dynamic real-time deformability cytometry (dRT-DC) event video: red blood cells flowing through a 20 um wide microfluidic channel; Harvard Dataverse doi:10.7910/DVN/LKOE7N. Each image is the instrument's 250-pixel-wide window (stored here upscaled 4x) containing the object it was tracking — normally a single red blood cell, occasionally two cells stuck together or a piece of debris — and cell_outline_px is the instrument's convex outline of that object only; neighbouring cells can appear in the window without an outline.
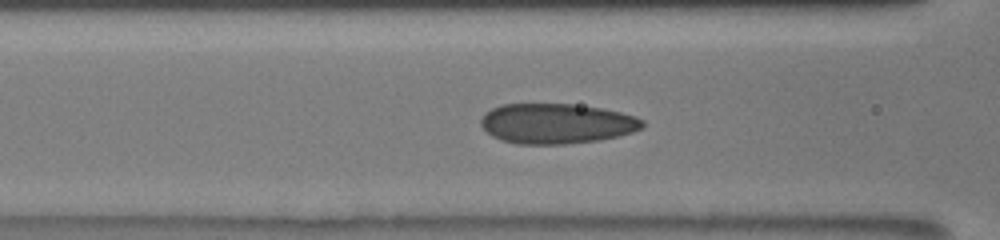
{"species": "human", "species_latin": "Homo sapiens", "temperature_condition": "room temperature", "stored_images_in_passage": 28, "camera_frame_rate_fps": 3000, "um_per_image_px": 0.085, "donor": {"sex": "male"}, "frame": {"image": 1, "passage_image": 4, "time_ms": 1.0, "image_size_px": [1000, 240], "cell_outline_px": [[644, 124], [640, 128], [632, 132], [600, 140], [564, 144], [516, 144], [500, 140], [492, 136], [480, 124], [480, 120], [492, 108], [500, 104], [572, 104], [604, 108], [636, 116], [644, 120]], "centroid_in_image_um": [47.31, 10.5], "position_along_channel_um": 119.3, "area_um2": 37.8}}
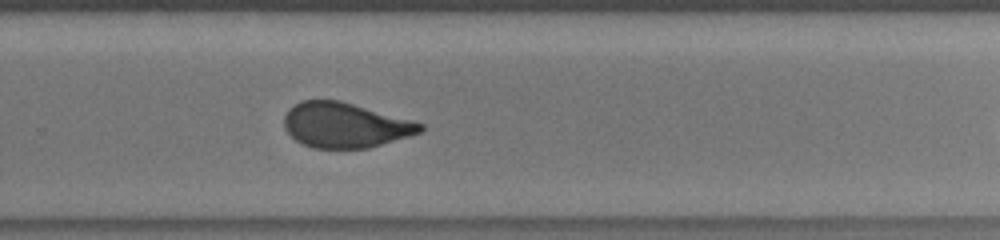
{"frame": {"image": 2, "passage_image": 18, "time_ms": 5.667, "image_size_px": [1000, 240], "cell_outline_px": [[424, 128], [420, 132], [408, 136], [368, 148], [312, 148], [296, 140], [284, 128], [284, 116], [288, 108], [300, 100], [340, 100], [424, 124]], "centroid_in_image_um": [29.28, 10.63], "position_along_channel_um": 300.5, "area_um2": 35.43}}
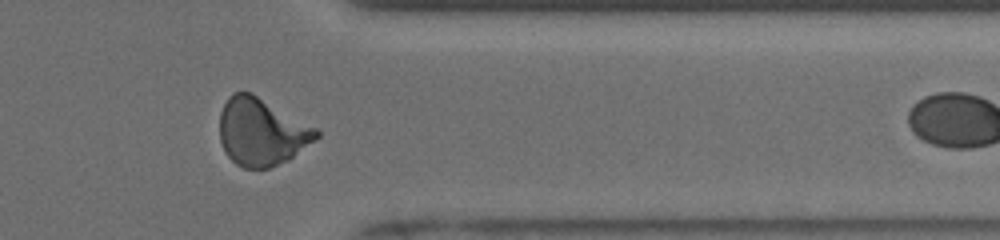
{"frame": {"image": 3, "passage_image": 25, "time_ms": 8.0, "image_size_px": [1000, 240], "cell_outline_px": [[320, 136], [316, 140], [288, 160], [268, 168], [244, 168], [236, 164], [228, 156], [220, 140], [220, 112], [228, 96], [232, 92], [252, 92], [316, 128], [320, 132]], "centroid_in_image_um": [22.23, 11.2], "position_along_channel_um": 389.2, "area_um2": 37.92}}